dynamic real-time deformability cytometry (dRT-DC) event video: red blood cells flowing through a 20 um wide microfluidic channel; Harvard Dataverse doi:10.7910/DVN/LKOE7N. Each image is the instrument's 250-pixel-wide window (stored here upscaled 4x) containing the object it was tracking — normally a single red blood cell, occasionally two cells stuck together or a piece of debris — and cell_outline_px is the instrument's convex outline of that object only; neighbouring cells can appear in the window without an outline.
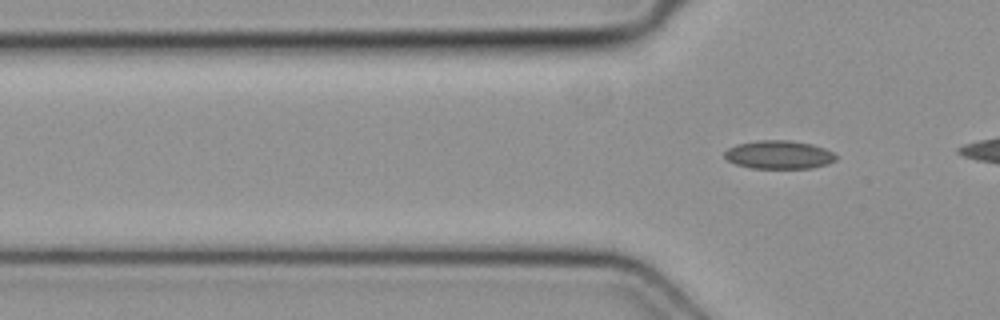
{"species": "common noctule bat (a hibernating species)", "species_latin": "Nyctalus noctula", "temperature_condition": "cold", "stored_images_in_passage": 3, "camera_frame_rate_fps": 3000, "um_per_image_px": 0.085, "animal": {"sex": "female", "body_mass_g": 19.3, "forearm_length_mm": 54.1}, "frame": {"image": 1, "passage_image": 3, "time_ms": 0.667, "image_size_px": [1000, 320], "cell_outline_px": [[836, 160], [812, 168], [752, 168], [736, 164], [728, 160], [724, 156], [724, 152], [728, 148], [736, 144], [756, 140], [788, 140], [812, 144], [824, 148], [832, 152], [836, 156]], "centroid_in_image_um": [66.18, 13.14], "position_along_channel_um": 59.6, "area_um2": 18.32}}